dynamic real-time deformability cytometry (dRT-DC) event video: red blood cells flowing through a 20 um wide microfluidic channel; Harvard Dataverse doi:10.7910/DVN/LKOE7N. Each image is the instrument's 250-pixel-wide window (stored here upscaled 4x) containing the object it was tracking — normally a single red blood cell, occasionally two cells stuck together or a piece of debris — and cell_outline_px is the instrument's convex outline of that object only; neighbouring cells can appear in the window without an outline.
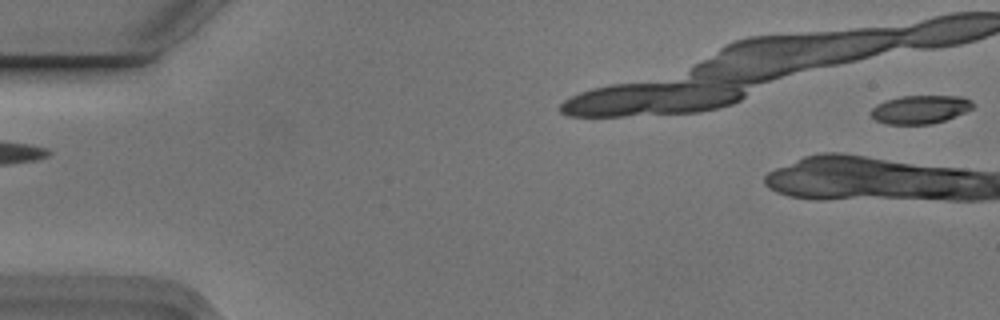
{"species": "Egyptian fruit bat (a non-hibernating species)", "species_latin": "Rousettus aegyptiacus", "temperature_condition": "cold", "stored_images_in_passage": 5, "camera_frame_rate_fps": 3000, "um_per_image_px": 0.085, "animal": {"sex": "male"}, "frame": {"image": 1, "passage_image": 1, "time_ms": 0.0, "image_size_px": [1000, 320], "cell_outline_px": [[972, 108], [956, 116], [932, 124], [888, 124], [876, 120], [872, 116], [872, 108], [888, 100], [900, 96], [964, 96], [972, 100]], "centroid_in_image_um": [78.26, 9.3], "position_along_channel_um": 6.7, "area_um2": 16.59}}